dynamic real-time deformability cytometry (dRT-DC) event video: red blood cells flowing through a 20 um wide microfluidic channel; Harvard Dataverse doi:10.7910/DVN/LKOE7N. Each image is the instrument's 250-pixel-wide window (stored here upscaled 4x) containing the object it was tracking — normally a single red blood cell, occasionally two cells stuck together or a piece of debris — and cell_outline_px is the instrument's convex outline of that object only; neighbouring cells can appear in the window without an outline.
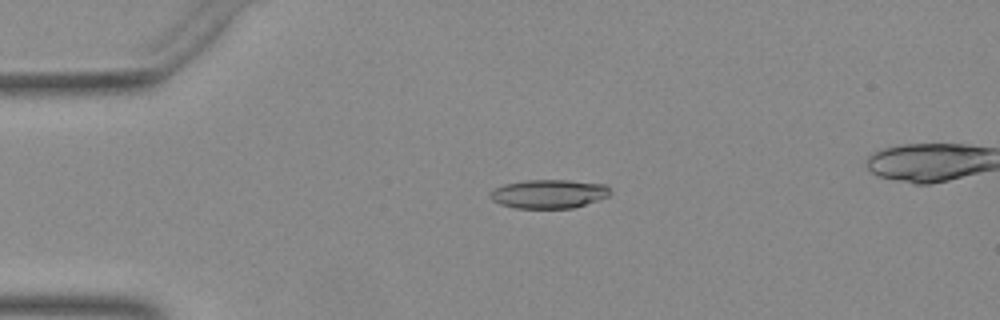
{"species": "Egyptian fruit bat (a non-hibernating species)", "species_latin": "Rousettus aegyptiacus", "temperature_condition": "warm", "stored_images_in_passage": 31, "camera_frame_rate_fps": 3000, "um_per_image_px": 0.085, "animal": {"sex": "female"}, "frame": {"image": 1, "passage_image": 12, "time_ms": 3.667, "image_size_px": [1000, 320], "cell_outline_px": [[612, 192], [608, 196], [572, 208], [516, 208], [500, 204], [492, 200], [488, 196], [488, 192], [504, 184], [524, 180], [568, 180], [604, 184]], "centroid_in_image_um": [46.6, 16.47], "position_along_channel_um": 38.4, "area_um2": 20.06}}
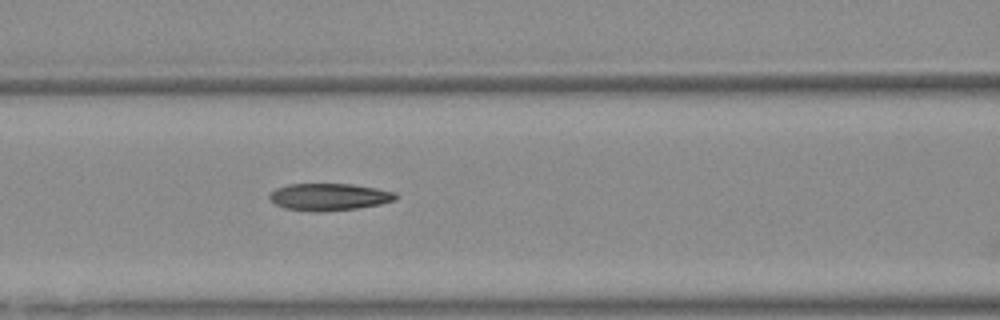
{"frame": {"image": 2, "passage_image": 22, "time_ms": 7.0, "image_size_px": [1000, 320], "cell_outline_px": [[396, 200], [380, 204], [356, 208], [324, 212], [312, 212], [284, 208], [268, 200], [268, 196], [276, 188], [288, 184], [352, 184], [376, 188], [396, 192]], "centroid_in_image_um": [27.94, 16.74], "position_along_channel_um": 138.7, "area_um2": 20.06}}
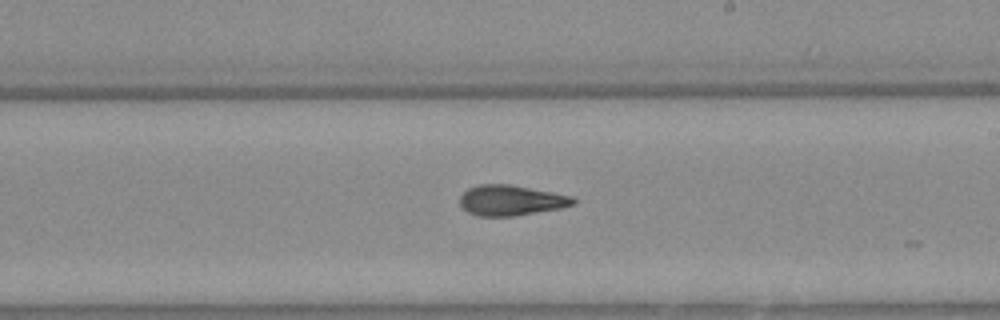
{"frame": {"image": 3, "passage_image": 30, "time_ms": 9.667, "image_size_px": [1000, 320], "cell_outline_px": [[576, 204], [560, 208], [512, 216], [480, 216], [468, 212], [460, 204], [460, 196], [468, 188], [480, 184], [508, 184], [552, 192], [572, 196], [576, 200]], "centroid_in_image_um": [43.43, 17.02], "position_along_channel_um": 245.6, "area_um2": 19.88}}